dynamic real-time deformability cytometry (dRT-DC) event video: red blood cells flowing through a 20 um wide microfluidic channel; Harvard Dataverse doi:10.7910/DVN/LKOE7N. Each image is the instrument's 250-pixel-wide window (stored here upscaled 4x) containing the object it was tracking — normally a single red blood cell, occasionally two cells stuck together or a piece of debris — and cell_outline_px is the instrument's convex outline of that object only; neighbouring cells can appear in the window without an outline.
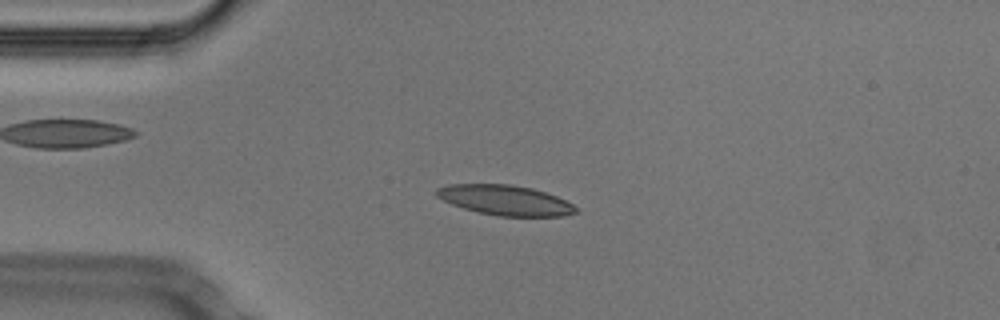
{"species": "Egyptian fruit bat (a non-hibernating species)", "species_latin": "Rousettus aegyptiacus", "temperature_condition": "cold", "stored_images_in_passage": 52, "camera_frame_rate_fps": 3000, "um_per_image_px": 0.085, "animal": {"sex": "male"}, "frame": {"image": 1, "passage_image": 12, "time_ms": 3.667, "image_size_px": [1000, 320], "cell_outline_px": [[576, 212], [564, 216], [496, 216], [476, 212], [452, 204], [436, 196], [436, 188], [448, 184], [508, 184], [532, 188], [556, 196], [572, 204], [576, 208]], "centroid_in_image_um": [42.91, 17.01], "position_along_channel_um": 42.1, "area_um2": 24.28}}
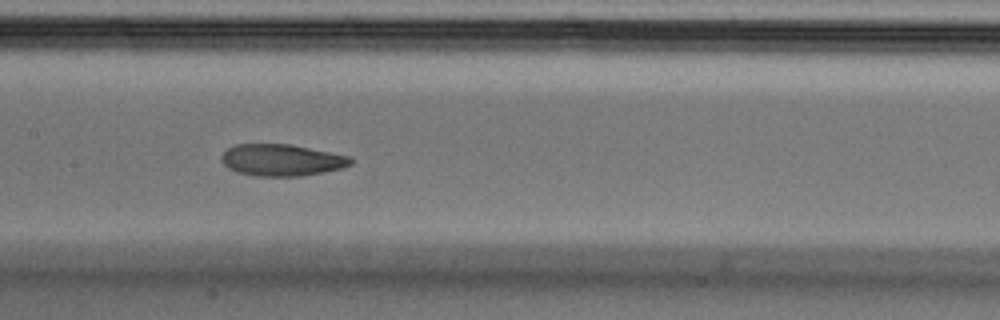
{"frame": {"image": 2, "passage_image": 25, "time_ms": 8.0, "image_size_px": [1000, 320], "cell_outline_px": [[356, 160], [352, 164], [344, 168], [324, 172], [300, 176], [256, 176], [236, 172], [228, 168], [224, 164], [220, 156], [228, 148], [236, 144], [288, 144], [352, 156]], "centroid_in_image_um": [23.99, 13.61], "position_along_channel_um": 183.4, "area_um2": 24.1}}
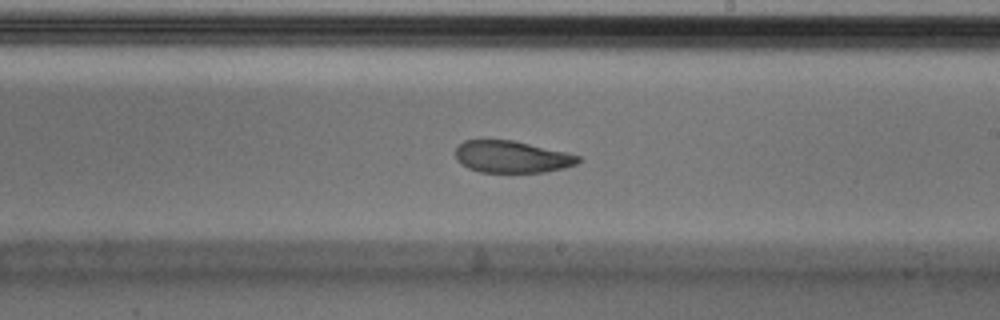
{"frame": {"image": 3, "passage_image": 30, "time_ms": 9.667, "image_size_px": [1000, 320], "cell_outline_px": [[580, 160], [576, 164], [564, 168], [544, 172], [480, 172], [468, 168], [456, 160], [456, 148], [464, 140], [512, 140], [568, 152], [580, 156]], "centroid_in_image_um": [43.51, 13.33], "position_along_channel_um": 245.5, "area_um2": 22.83}, "authors_computed_cell_mechanics": {"area_um2": 24.6806, "velocity_mm_per_s": 3.7404, "shape_relaxation_time_tau1_ms": 5.9932, "shape_relaxation_time_tau2_ms": 1.9802, "deformation_change_tau1": 0.1658, "deformation_change_tau2": 0.083}}